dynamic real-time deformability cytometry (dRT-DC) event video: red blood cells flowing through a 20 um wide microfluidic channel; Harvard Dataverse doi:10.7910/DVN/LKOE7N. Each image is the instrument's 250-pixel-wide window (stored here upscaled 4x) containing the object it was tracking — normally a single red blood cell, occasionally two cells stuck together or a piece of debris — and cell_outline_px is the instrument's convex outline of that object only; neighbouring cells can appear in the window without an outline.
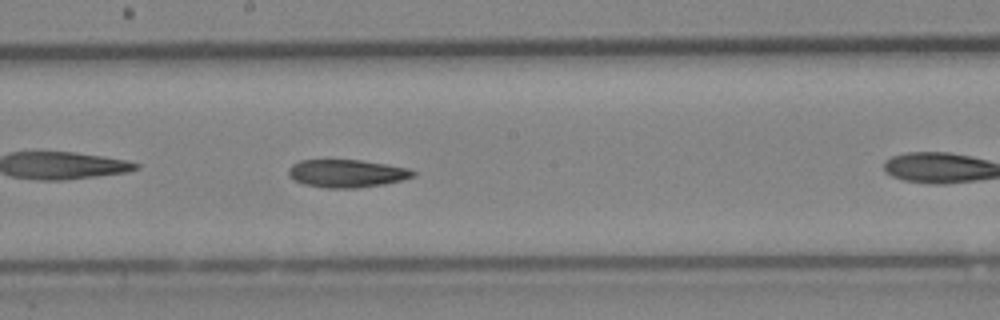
{"species": "Egyptian fruit bat (a non-hibernating species)", "species_latin": "Rousettus aegyptiacus", "temperature_condition": "cold", "stored_images_in_passage": 37, "camera_frame_rate_fps": 3000, "um_per_image_px": 0.085, "animal": {"sex": "female"}, "frame": {"image": 1, "passage_image": 16, "time_ms": 5.0, "image_size_px": [1000, 320], "cell_outline_px": [[416, 176], [404, 180], [384, 184], [356, 188], [324, 188], [304, 184], [288, 176], [288, 168], [292, 164], [300, 160], [360, 160], [408, 168], [416, 172]], "centroid_in_image_um": [29.48, 14.75], "position_along_channel_um": 218.7, "area_um2": 20.29}}